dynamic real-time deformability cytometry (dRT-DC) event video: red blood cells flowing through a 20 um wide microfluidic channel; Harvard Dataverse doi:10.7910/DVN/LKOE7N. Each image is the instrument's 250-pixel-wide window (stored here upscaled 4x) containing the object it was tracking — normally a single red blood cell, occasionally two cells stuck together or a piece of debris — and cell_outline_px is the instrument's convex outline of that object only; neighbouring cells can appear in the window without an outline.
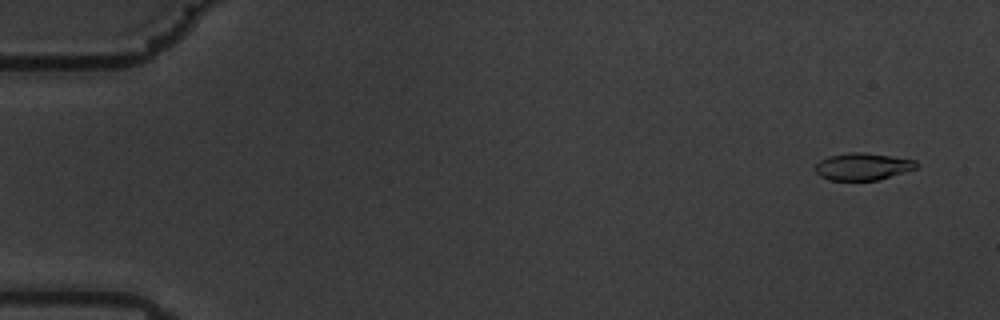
{"species": "common noctule bat (a hibernating species)", "species_latin": "Nyctalus noctula", "temperature_condition": "warm", "stored_images_in_passage": 59, "camera_frame_rate_fps": 3000, "um_per_image_px": 0.085, "animal": {"sex": "male", "body_mass_g": 19.5, "forearm_length_mm": 54.6}, "frame": {"image": 1, "passage_image": 4, "time_ms": 1.0, "image_size_px": [1000, 320], "cell_outline_px": [[920, 164], [916, 168], [876, 180], [828, 180], [820, 176], [816, 172], [816, 164], [820, 160], [828, 156], [848, 152], [864, 152], [916, 160]], "centroid_in_image_um": [73.31, 14.14], "position_along_channel_um": 11.7, "area_um2": 15.9}}
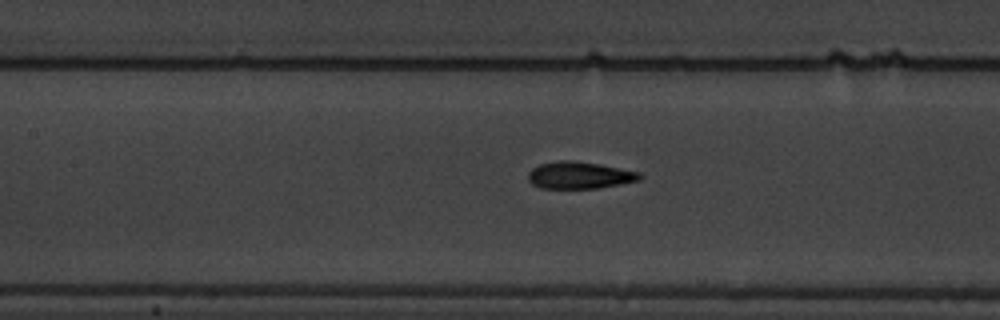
{"frame": {"image": 2, "passage_image": 28, "time_ms": 9.0, "image_size_px": [1000, 320], "cell_outline_px": [[644, 176], [640, 180], [596, 188], [540, 188], [532, 184], [528, 180], [528, 172], [532, 168], [540, 164], [560, 160], [572, 160], [600, 164], [640, 172]], "centroid_in_image_um": [49.25, 14.89], "position_along_channel_um": 158.2, "area_um2": 17.57}}
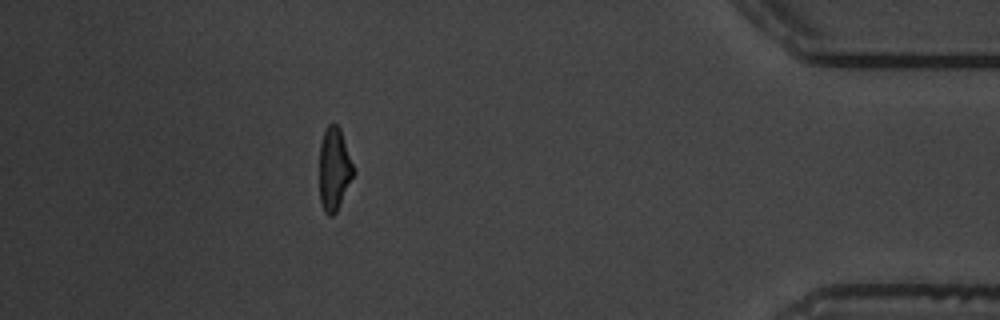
{"frame": {"image": 3, "passage_image": 53, "time_ms": 17.333, "image_size_px": [1000, 320], "cell_outline_px": [[356, 172], [336, 212], [332, 216], [328, 216], [324, 212], [320, 200], [320, 144], [324, 132], [328, 124], [336, 124], [340, 128]], "centroid_in_image_um": [28.42, 14.39], "position_along_channel_um": 406.8, "area_um2": 16.47}, "authors_computed_cell_mechanics": {"area_um2": 17.1666, "velocity_mm_per_s": 3.5368, "shape_relaxation_time_tau1_ms": 5.2311, "shape_relaxation_time_tau2_ms": 1.8147, "deformation_change_tau1": 0.2161, "deformation_change_tau2": 0.0904}}